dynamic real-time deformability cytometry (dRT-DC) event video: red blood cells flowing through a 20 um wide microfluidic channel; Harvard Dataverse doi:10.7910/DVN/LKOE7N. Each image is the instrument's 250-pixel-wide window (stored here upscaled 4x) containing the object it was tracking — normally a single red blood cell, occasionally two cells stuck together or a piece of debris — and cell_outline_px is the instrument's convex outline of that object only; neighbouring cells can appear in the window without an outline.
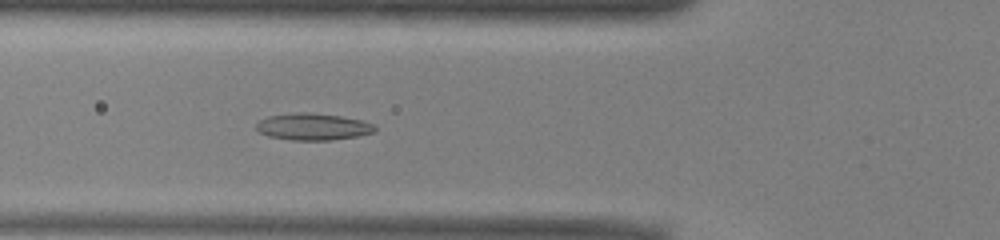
{"species": "common noctule bat (a hibernating species)", "species_latin": "Nyctalus noctula", "temperature_condition": "warm", "stored_images_in_passage": 51, "camera_frame_rate_fps": 3000, "um_per_image_px": 0.085, "animal": {"sex": "male", "body_mass_g": 13.0, "forearm_length_mm": 53.1}, "frame": {"image": 1, "passage_image": 18, "time_ms": 5.667, "image_size_px": [1000, 240], "cell_outline_px": [[376, 132], [360, 136], [332, 140], [292, 140], [268, 136], [260, 132], [256, 128], [256, 124], [260, 120], [268, 116], [296, 112], [308, 112], [340, 116], [360, 120], [372, 124], [376, 128]], "centroid_in_image_um": [26.61, 10.77], "position_along_channel_um": 99.2, "area_um2": 18.55}}
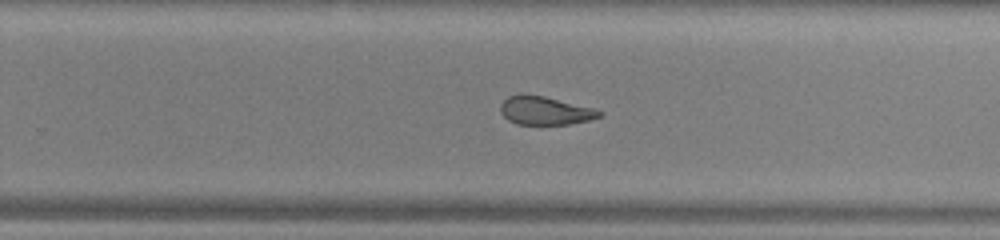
{"frame": {"image": 2, "passage_image": 32, "time_ms": 10.333, "image_size_px": [1000, 240], "cell_outline_px": [[604, 112], [600, 116], [588, 120], [568, 124], [516, 124], [508, 120], [500, 112], [500, 104], [508, 96], [544, 96], [592, 108]], "centroid_in_image_um": [46.32, 9.43], "position_along_channel_um": 283.5, "area_um2": 15.84}}
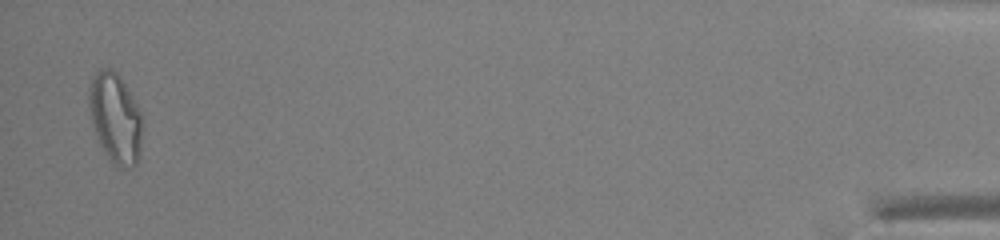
{"frame": {"image": 3, "passage_image": 50, "time_ms": 16.333, "image_size_px": [1000, 240], "cell_outline_px": [[144, 120], [140, 152], [136, 164], [132, 168], [120, 168], [112, 164], [104, 152], [100, 144], [92, 124], [88, 108], [88, 88], [92, 76], [100, 68], [112, 68], [120, 76], [132, 96]], "centroid_in_image_um": [9.8, 10.04], "position_along_channel_um": 425.4, "area_um2": 28.55}, "authors_computed_cell_mechanics": {"area_um2": 19.5942, "velocity_mm_per_s": 3.9566, "shape_relaxation_time_tau1_ms": null, "shape_relaxation_time_tau2_ms": 2.4836, "deformation_change_tau1": null, "deformation_change_tau2": 0.1059}}